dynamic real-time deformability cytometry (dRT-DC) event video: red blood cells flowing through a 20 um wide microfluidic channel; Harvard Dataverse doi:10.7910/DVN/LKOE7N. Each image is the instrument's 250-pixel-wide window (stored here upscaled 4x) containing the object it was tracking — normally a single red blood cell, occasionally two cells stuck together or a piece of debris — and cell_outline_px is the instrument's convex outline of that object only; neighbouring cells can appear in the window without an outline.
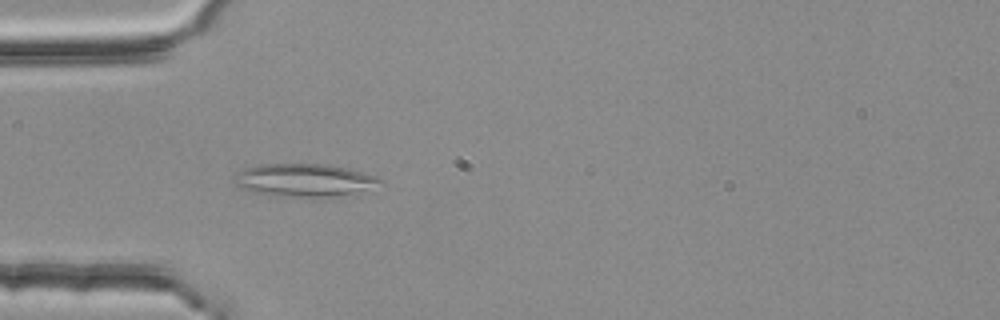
{"species": "common noctule bat (a hibernating species)", "species_latin": "Nyctalus noctula", "temperature_condition": "room temperature", "stored_images_in_passage": 42, "camera_frame_rate_fps": 3000, "um_per_image_px": 0.085, "animal": {"sex": "female", "body_mass_g": 25.1}, "frame": {"image": 1, "passage_image": 5, "time_ms": 1.333, "image_size_px": [1000, 320], "cell_outline_px": [[384, 184], [348, 192], [328, 196], [280, 196], [256, 192], [240, 188], [232, 180], [232, 176], [236, 172], [244, 168], [256, 164], [328, 164], [348, 168], [376, 176], [384, 180]], "centroid_in_image_um": [25.77, 15.27], "position_along_channel_um": 59.2, "area_um2": 27.51}}
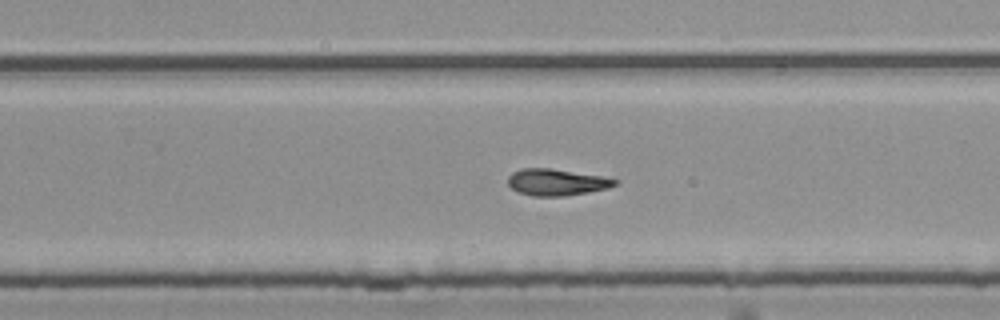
{"frame": {"image": 2, "passage_image": 23, "time_ms": 7.333, "image_size_px": [1000, 320], "cell_outline_px": [[620, 180], [616, 184], [608, 188], [588, 192], [564, 196], [532, 196], [520, 192], [512, 188], [508, 184], [508, 176], [512, 172], [520, 168], [552, 168], [604, 176]], "centroid_in_image_um": [47.32, 15.47], "position_along_channel_um": 282.5, "area_um2": 16.7}}
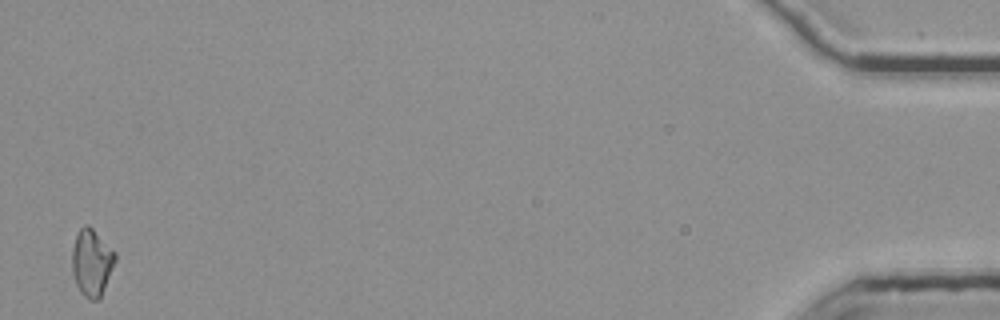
{"frame": {"image": 3, "passage_image": 42, "time_ms": 13.667, "image_size_px": [1000, 320], "cell_outline_px": [[116, 260], [100, 300], [88, 300], [80, 292], [76, 284], [72, 272], [72, 248], [76, 236], [80, 228], [84, 224], [88, 224], [116, 252]], "centroid_in_image_um": [7.8, 22.33], "position_along_channel_um": 427.4, "area_um2": 16.99}, "authors_computed_cell_mechanics": {"area_um2": 16.5019, "velocity_mm_per_s": 3.7798, "shape_relaxation_time_tau1_ms": null, "shape_relaxation_time_tau2_ms": 6.6289, "deformation_change_tau1": null, "deformation_change_tau2": 0.1546}}